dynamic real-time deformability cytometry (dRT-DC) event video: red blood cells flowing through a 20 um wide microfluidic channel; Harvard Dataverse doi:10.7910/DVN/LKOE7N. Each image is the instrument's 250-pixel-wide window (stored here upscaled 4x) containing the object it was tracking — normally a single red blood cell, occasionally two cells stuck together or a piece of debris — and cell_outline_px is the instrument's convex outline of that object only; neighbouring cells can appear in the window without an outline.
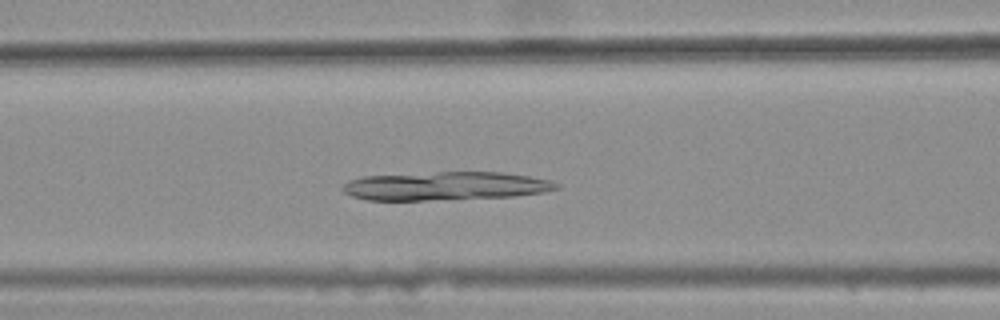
{"species": "common noctule bat (a hibernating species)", "species_latin": "Nyctalus noctula", "temperature_condition": "warm", "stored_images_in_passage": 32, "camera_frame_rate_fps": 3000, "um_per_image_px": 0.085, "animal": {"sex": "female", "body_mass_g": 25.1}, "frame": {"image": 1, "passage_image": 9, "time_ms": 2.667, "image_size_px": [1000, 320], "cell_outline_px": [[560, 188], [544, 192], [516, 196], [424, 200], [368, 200], [352, 196], [344, 192], [340, 188], [348, 180], [360, 176], [440, 172], [500, 172], [528, 176], [552, 180], [560, 184]], "centroid_in_image_um": [37.86, 15.8], "position_along_channel_um": 128.7, "area_um2": 35.55}}
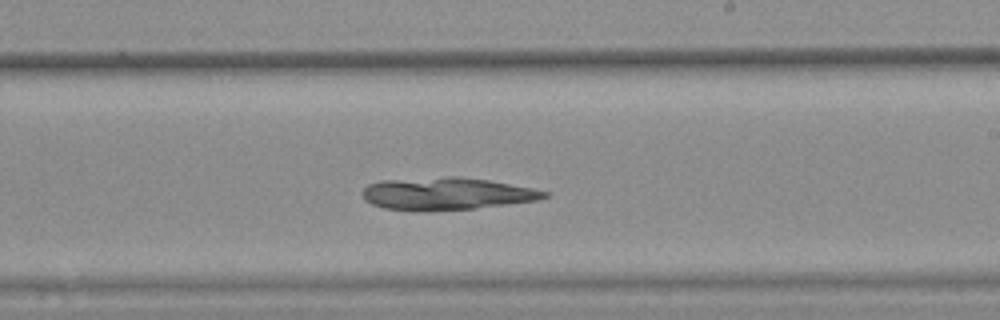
{"frame": {"image": 2, "passage_image": 19, "time_ms": 6.0, "image_size_px": [1000, 320], "cell_outline_px": [[548, 196], [540, 200], [476, 208], [420, 212], [384, 208], [372, 204], [364, 200], [360, 192], [368, 184], [380, 180], [452, 176], [456, 176], [488, 180], [532, 188], [548, 192]], "centroid_in_image_um": [37.91, 16.47], "position_along_channel_um": 251.1, "area_um2": 34.62}}
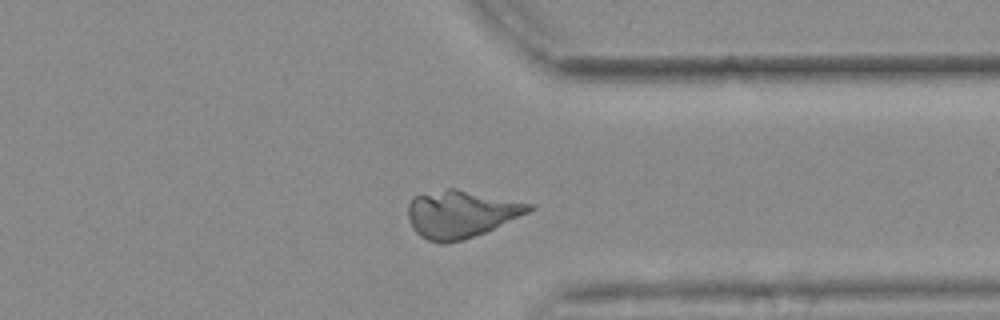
{"frame": {"image": 3, "passage_image": 29, "time_ms": 9.333, "image_size_px": [1000, 320], "cell_outline_px": [[536, 208], [528, 212], [484, 232], [464, 240], [444, 244], [440, 244], [428, 240], [420, 236], [412, 228], [408, 220], [408, 204], [412, 196], [448, 188], [456, 188], [536, 204]], "centroid_in_image_um": [39.15, 18.18], "position_along_channel_um": 372.2, "area_um2": 33.58}}